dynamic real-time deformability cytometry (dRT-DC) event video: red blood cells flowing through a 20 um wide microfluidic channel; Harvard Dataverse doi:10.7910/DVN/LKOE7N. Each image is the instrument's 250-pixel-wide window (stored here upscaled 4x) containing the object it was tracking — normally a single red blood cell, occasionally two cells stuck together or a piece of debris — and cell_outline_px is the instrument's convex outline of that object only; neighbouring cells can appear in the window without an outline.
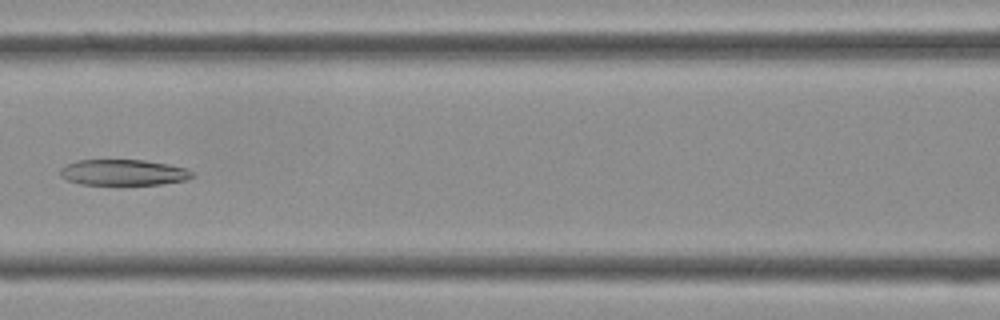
{"species": "Egyptian fruit bat (a non-hibernating species)", "species_latin": "Rousettus aegyptiacus", "temperature_condition": "cold", "stored_images_in_passage": 30, "camera_frame_rate_fps": 3000, "um_per_image_px": 0.085, "frame": {"image": 1, "passage_image": 11, "time_ms": 3.333, "image_size_px": [1000, 320], "cell_outline_px": [[196, 176], [188, 180], [160, 184], [80, 184], [68, 180], [60, 176], [60, 168], [64, 164], [76, 160], [144, 160], [168, 164], [184, 168], [196, 172]], "centroid_in_image_um": [10.51, 14.65], "position_along_channel_um": 156.1, "area_um2": 20.06}}
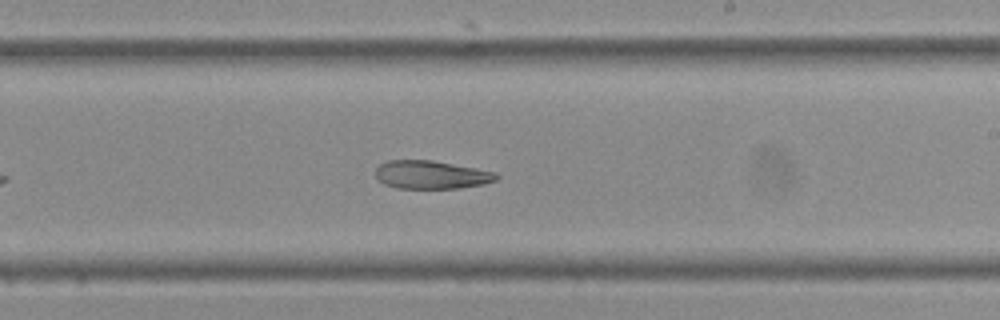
{"frame": {"image": 2, "passage_image": 17, "time_ms": 5.333, "image_size_px": [1000, 320], "cell_outline_px": [[500, 176], [496, 180], [484, 184], [460, 188], [396, 188], [384, 184], [376, 180], [376, 168], [380, 164], [388, 160], [432, 160], [476, 168], [496, 172]], "centroid_in_image_um": [36.65, 14.85], "position_along_channel_um": 252.4, "area_um2": 20.0}}
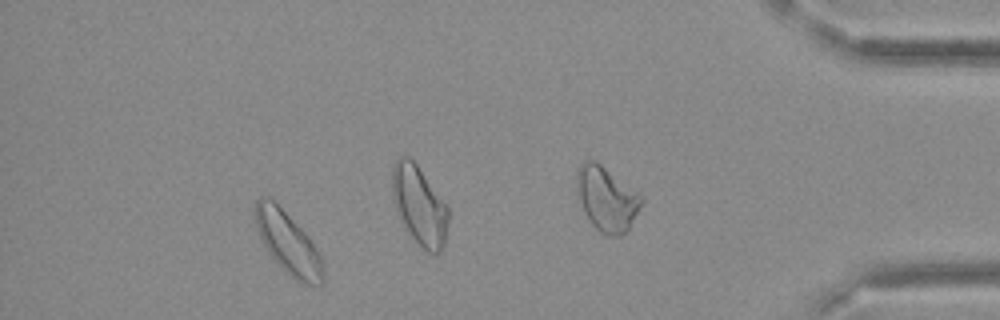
{"frame": {"image": 3, "passage_image": 26, "time_ms": 8.333, "image_size_px": [1000, 320], "cell_outline_px": [[324, 284], [320, 288], [308, 284], [292, 276], [268, 252], [260, 240], [256, 228], [252, 212], [256, 200], [260, 196], [268, 196], [308, 236], [320, 252], [324, 268]], "centroid_in_image_um": [24.48, 20.64], "position_along_channel_um": 410.7, "area_um2": 24.45}}